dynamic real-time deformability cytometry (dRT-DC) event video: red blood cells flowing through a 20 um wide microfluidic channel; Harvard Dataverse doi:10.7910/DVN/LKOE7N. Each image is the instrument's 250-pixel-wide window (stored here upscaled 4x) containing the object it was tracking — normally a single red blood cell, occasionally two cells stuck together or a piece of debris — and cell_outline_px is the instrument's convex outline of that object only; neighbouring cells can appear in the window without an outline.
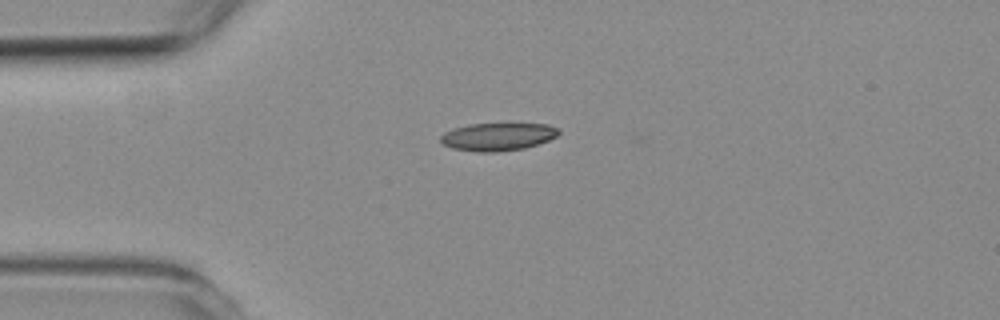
{"species": "common noctule bat (a hibernating species)", "species_latin": "Nyctalus noctula", "temperature_condition": "room temperature", "stored_images_in_passage": 4, "camera_frame_rate_fps": 3000, "um_per_image_px": 0.085, "animal": {"sex": "female", "body_mass_g": 19.3, "forearm_length_mm": 54.1}, "frame": {"image": 1, "passage_image": 1, "time_ms": 0.0, "image_size_px": [1000, 320], "cell_outline_px": [[560, 132], [556, 136], [548, 140], [524, 148], [500, 152], [476, 152], [452, 148], [444, 144], [440, 140], [440, 136], [444, 132], [452, 128], [468, 124], [548, 124], [556, 128]], "centroid_in_image_um": [42.26, 11.62], "position_along_channel_um": 42.7, "area_um2": 19.07}}
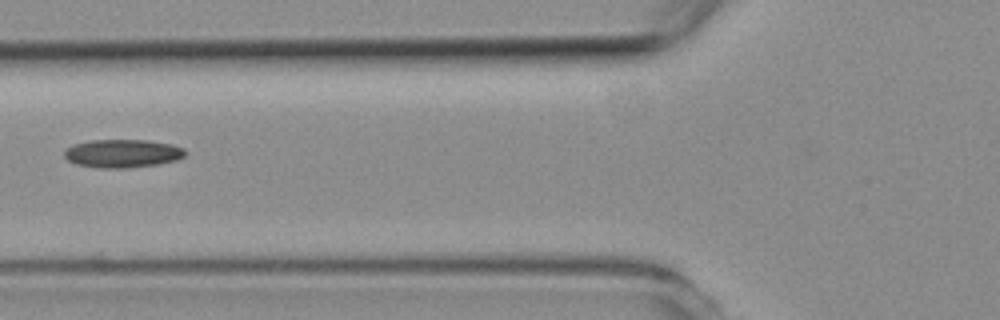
{"frame": {"image": 2, "passage_image": 3, "time_ms": 2.333, "image_size_px": [1000, 320], "cell_outline_px": [[188, 152], [184, 156], [176, 160], [156, 164], [128, 168], [100, 168], [76, 164], [68, 160], [64, 156], [64, 152], [72, 144], [92, 140], [148, 140], [172, 144], [184, 148]], "centroid_in_image_um": [10.43, 13.04], "position_along_channel_um": 115.4, "area_um2": 19.94}}
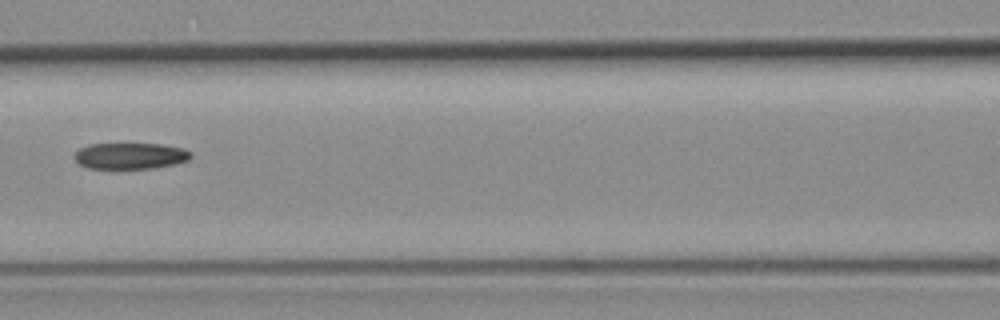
{"frame": {"image": 3, "passage_image": 4, "time_ms": 3.333, "image_size_px": [1000, 320], "cell_outline_px": [[192, 156], [188, 160], [176, 164], [156, 168], [88, 168], [80, 164], [72, 156], [80, 148], [88, 144], [160, 144], [184, 148], [192, 152]], "centroid_in_image_um": [11.1, 13.25], "position_along_channel_um": 155.5, "area_um2": 17.86}}